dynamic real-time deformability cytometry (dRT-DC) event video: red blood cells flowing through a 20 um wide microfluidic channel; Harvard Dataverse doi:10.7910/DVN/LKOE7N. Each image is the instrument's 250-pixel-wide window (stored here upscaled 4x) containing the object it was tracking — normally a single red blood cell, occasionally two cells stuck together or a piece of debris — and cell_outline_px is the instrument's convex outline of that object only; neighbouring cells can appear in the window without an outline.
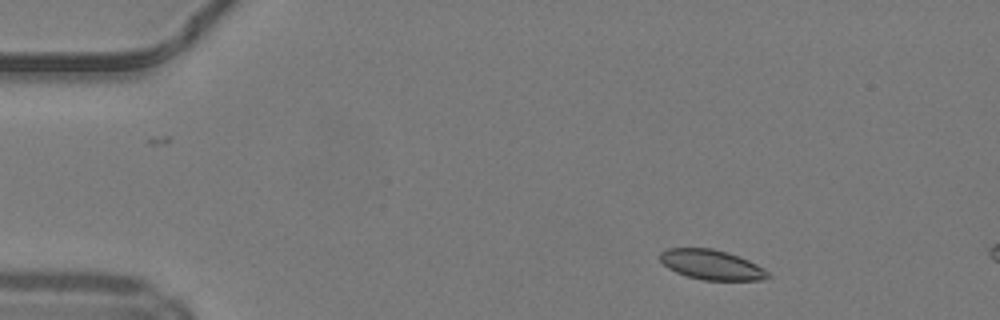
{"species": "common noctule bat (a hibernating species)", "species_latin": "Nyctalus noctula", "temperature_condition": "warm", "stored_images_in_passage": 6, "camera_frame_rate_fps": 3000, "um_per_image_px": 0.085, "animal": {"sex": "male", "body_mass_g": 19.2, "forearm_length_mm": 51.8}, "frame": {"image": 1, "passage_image": 1, "time_ms": 0.0, "image_size_px": [1000, 320], "cell_outline_px": [[772, 276], [764, 280], [704, 280], [688, 276], [676, 272], [668, 268], [660, 260], [660, 252], [668, 248], [712, 248], [728, 252], [748, 260], [764, 268]], "centroid_in_image_um": [60.5, 22.5], "position_along_channel_um": 24.5, "area_um2": 18.79}}